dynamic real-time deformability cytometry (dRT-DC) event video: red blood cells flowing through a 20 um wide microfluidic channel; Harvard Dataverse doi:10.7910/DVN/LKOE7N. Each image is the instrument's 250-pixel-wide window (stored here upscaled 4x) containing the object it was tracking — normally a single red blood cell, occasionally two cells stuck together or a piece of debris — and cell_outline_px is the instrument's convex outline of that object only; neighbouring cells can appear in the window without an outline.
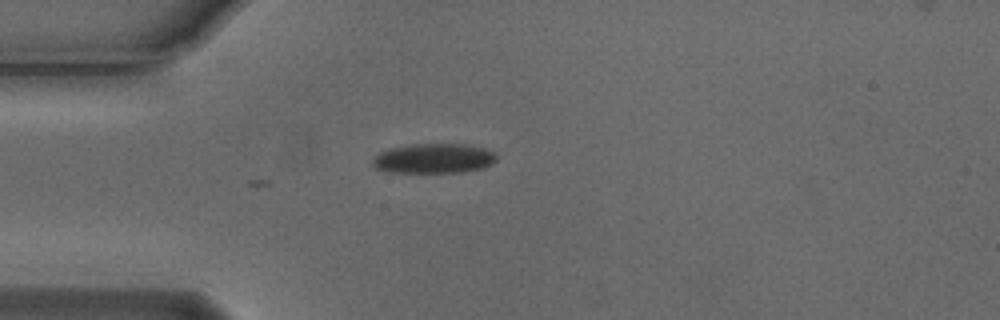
{"species": "Egyptian fruit bat (a non-hibernating species)", "species_latin": "Rousettus aegyptiacus", "temperature_condition": "cold", "stored_images_in_passage": 2, "camera_frame_rate_fps": 3000, "um_per_image_px": 0.085, "animal": {"sex": "male"}, "frame": {"image": 1, "passage_image": 2, "time_ms": 0.333, "image_size_px": [1000, 320], "cell_outline_px": [[496, 160], [492, 164], [484, 168], [464, 172], [392, 172], [376, 168], [372, 164], [372, 160], [380, 152], [388, 148], [412, 144], [468, 144], [484, 148], [492, 152], [496, 156]], "centroid_in_image_um": [36.88, 13.46], "position_along_channel_um": 48.1, "area_um2": 21.5}}